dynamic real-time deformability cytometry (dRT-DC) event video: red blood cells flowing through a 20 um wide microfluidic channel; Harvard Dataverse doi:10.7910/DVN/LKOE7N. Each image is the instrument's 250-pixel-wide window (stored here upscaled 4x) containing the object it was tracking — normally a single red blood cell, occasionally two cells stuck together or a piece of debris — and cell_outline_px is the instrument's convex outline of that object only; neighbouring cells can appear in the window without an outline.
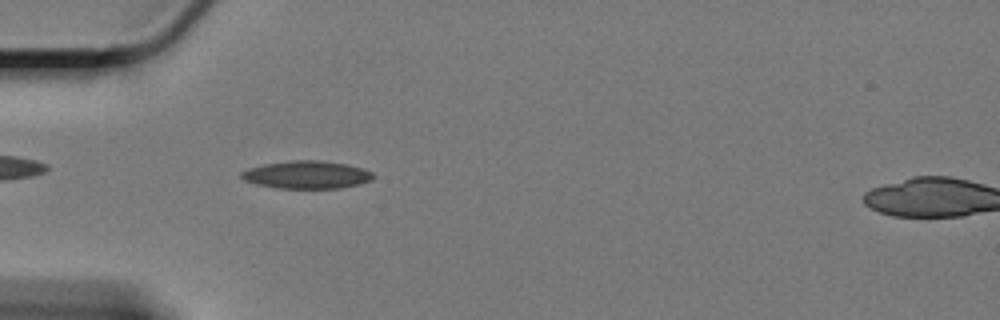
{"species": "Egyptian fruit bat (a non-hibernating species)", "species_latin": "Rousettus aegyptiacus", "temperature_condition": "cold", "stored_images_in_passage": 19, "camera_frame_rate_fps": 3000, "um_per_image_px": 0.085, "animal": {"sex": "female"}, "frame": {"image": 1, "passage_image": 3, "time_ms": 0.667, "image_size_px": [1000, 320], "cell_outline_px": [[376, 176], [372, 180], [360, 184], [340, 188], [280, 188], [256, 184], [244, 180], [240, 176], [240, 172], [248, 168], [264, 164], [288, 160], [320, 160], [348, 164], [364, 168], [372, 172]], "centroid_in_image_um": [26.1, 14.84], "position_along_channel_um": 58.9, "area_um2": 21.56}}
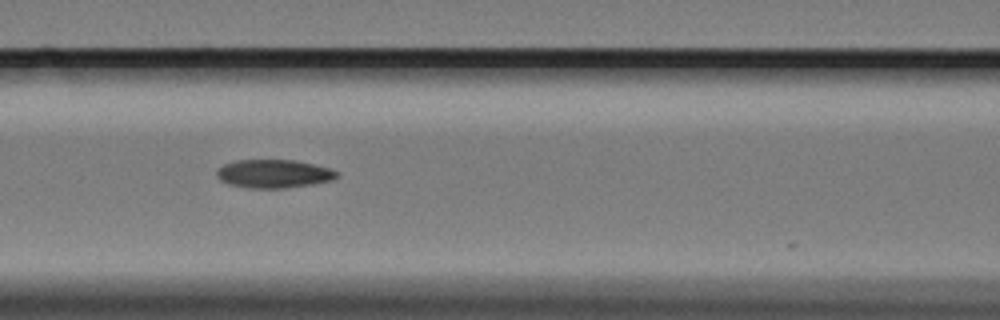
{"frame": {"image": 2, "passage_image": 11, "time_ms": 3.333, "image_size_px": [1000, 320], "cell_outline_px": [[340, 176], [332, 180], [312, 184], [284, 188], [248, 188], [228, 184], [220, 180], [216, 176], [216, 172], [224, 164], [236, 160], [296, 160], [328, 168], [340, 172]], "centroid_in_image_um": [23.27, 14.77], "position_along_channel_um": 143.3, "area_um2": 19.88}}
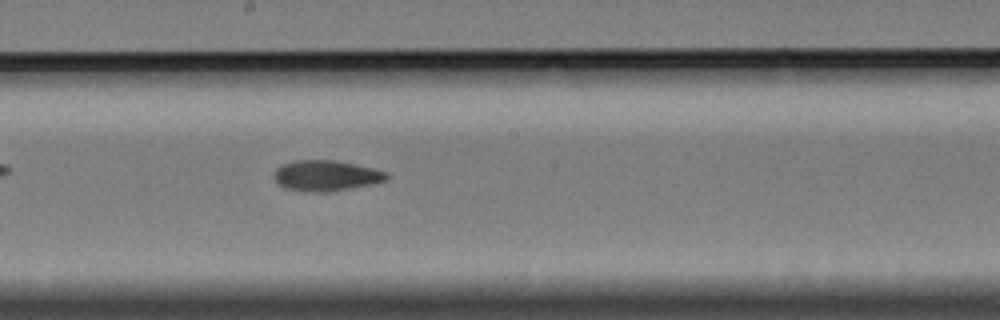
{"frame": {"image": 3, "passage_image": 18, "time_ms": 5.667, "image_size_px": [1000, 320], "cell_outline_px": [[388, 176], [384, 180], [368, 184], [324, 192], [320, 192], [284, 188], [276, 180], [276, 168], [292, 160], [336, 160], [372, 168], [388, 172]], "centroid_in_image_um": [27.7, 14.9], "position_along_channel_um": 220.5, "area_um2": 19.42}}